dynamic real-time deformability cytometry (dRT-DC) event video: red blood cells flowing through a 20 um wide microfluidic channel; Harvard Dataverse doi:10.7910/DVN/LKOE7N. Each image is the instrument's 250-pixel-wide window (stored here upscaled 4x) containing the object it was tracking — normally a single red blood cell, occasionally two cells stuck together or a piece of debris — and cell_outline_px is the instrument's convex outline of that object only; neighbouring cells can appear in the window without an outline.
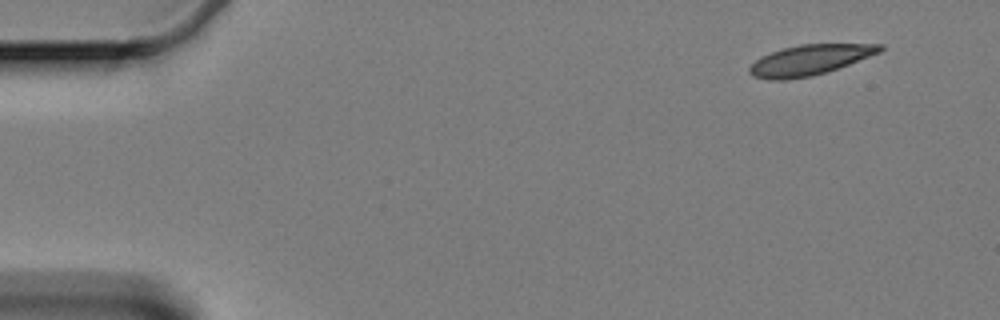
{"species": "Egyptian fruit bat (a non-hibernating species)", "species_latin": "Rousettus aegyptiacus", "temperature_condition": "cold", "stored_images_in_passage": 56, "camera_frame_rate_fps": 3000, "um_per_image_px": 0.085, "animal": {"sex": "female"}, "frame": {"image": 1, "passage_image": 1, "time_ms": 0.0, "image_size_px": [1000, 320], "cell_outline_px": [[884, 48], [880, 52], [828, 72], [812, 76], [784, 80], [768, 80], [752, 76], [748, 72], [748, 68], [760, 56], [784, 48], [800, 44], [884, 44]], "centroid_in_image_um": [68.8, 5.11], "position_along_channel_um": 16.2, "area_um2": 23.06}}
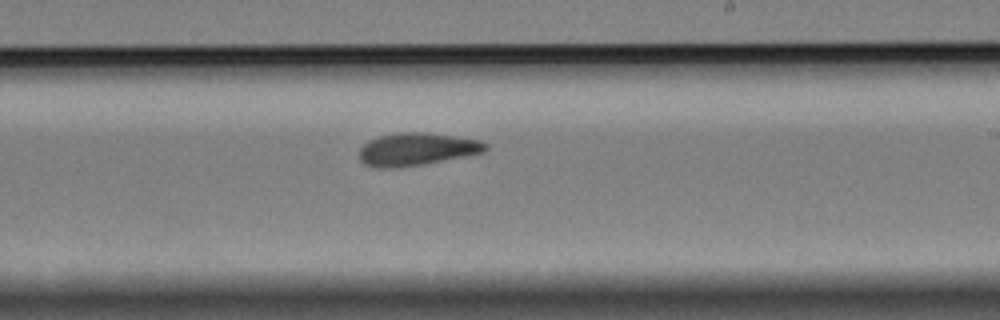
{"frame": {"image": 2, "passage_image": 32, "time_ms": 10.333, "image_size_px": [1000, 320], "cell_outline_px": [[488, 148], [484, 152], [424, 164], [392, 168], [376, 168], [364, 164], [360, 160], [360, 148], [368, 140], [380, 136], [400, 132], [428, 132], [480, 140], [488, 144]], "centroid_in_image_um": [35.42, 12.68], "position_along_channel_um": 253.6, "area_um2": 24.04}}
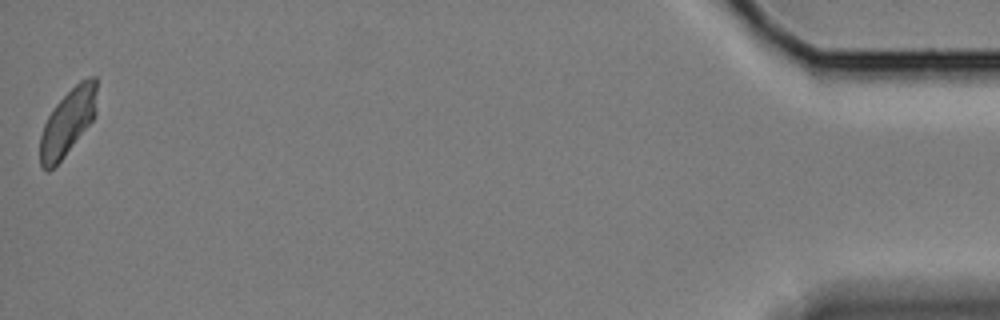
{"frame": {"image": 3, "passage_image": 56, "time_ms": 18.333, "image_size_px": [1000, 320], "cell_outline_px": [[96, 112], [92, 120], [64, 156], [48, 172], [40, 164], [40, 136], [44, 124], [48, 116], [56, 104], [80, 80], [88, 76], [96, 76]], "centroid_in_image_um": [5.76, 10.36], "position_along_channel_um": 429.4, "area_um2": 21.5}, "authors_computed_cell_mechanics": {"area_um2": 23.8136, "velocity_mm_per_s": 3.3192, "shape_relaxation_time_tau1_ms": 8.3662, "shape_relaxation_time_tau2_ms": 3.7395, "deformation_change_tau1": 0.1449, "deformation_change_tau2": 0.0844}}